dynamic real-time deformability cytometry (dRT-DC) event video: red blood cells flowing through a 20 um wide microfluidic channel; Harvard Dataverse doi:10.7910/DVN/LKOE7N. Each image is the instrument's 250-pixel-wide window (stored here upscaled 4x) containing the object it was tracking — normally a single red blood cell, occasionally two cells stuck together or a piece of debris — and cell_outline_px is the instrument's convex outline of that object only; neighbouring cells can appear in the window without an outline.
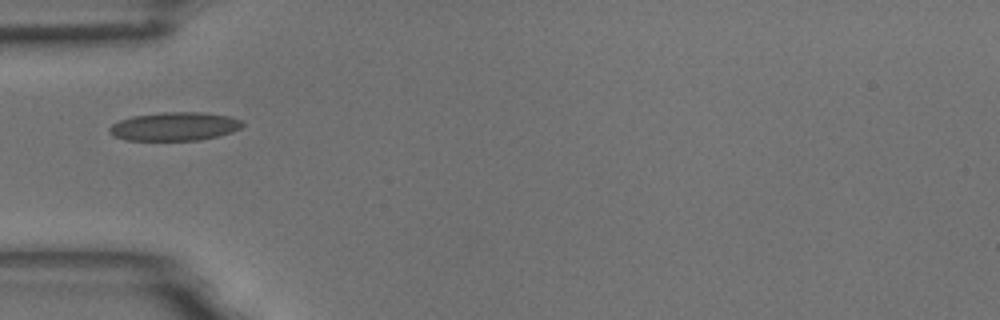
{"species": "common noctule bat (a hibernating species)", "species_latin": "Nyctalus noctula", "temperature_condition": "room temperature", "stored_images_in_passage": 11, "camera_frame_rate_fps": 3000, "um_per_image_px": 0.085, "animal": {"sex": "male", "body_mass_g": 18.8}, "frame": {"image": 1, "passage_image": 1, "time_ms": 0.0, "image_size_px": [1000, 320], "cell_outline_px": [[244, 124], [240, 128], [232, 132], [200, 140], [124, 140], [108, 132], [108, 128], [112, 124], [120, 120], [132, 116], [164, 112], [204, 112], [228, 116], [244, 120]], "centroid_in_image_um": [14.85, 10.74], "position_along_channel_um": 70.2, "area_um2": 22.14}}
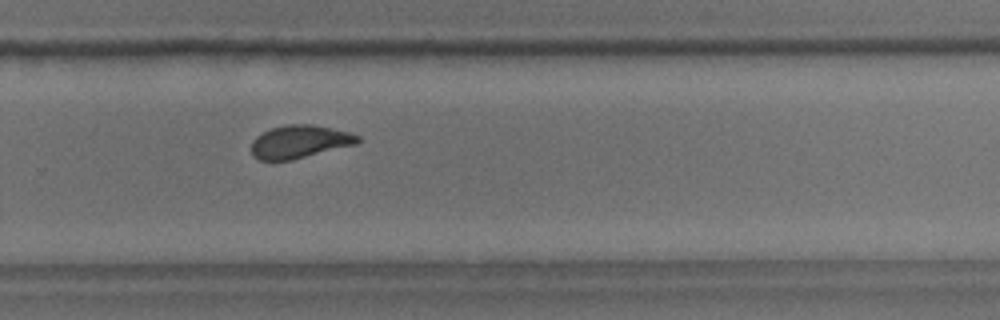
{"frame": {"image": 2, "passage_image": 7, "time_ms": 2.0, "image_size_px": [1000, 320], "cell_outline_px": [[360, 140], [356, 144], [292, 160], [260, 160], [252, 156], [252, 140], [256, 136], [272, 128], [288, 124], [312, 124], [348, 132], [360, 136]], "centroid_in_image_um": [25.45, 12.05], "position_along_channel_um": 304.3, "area_um2": 20.29}}
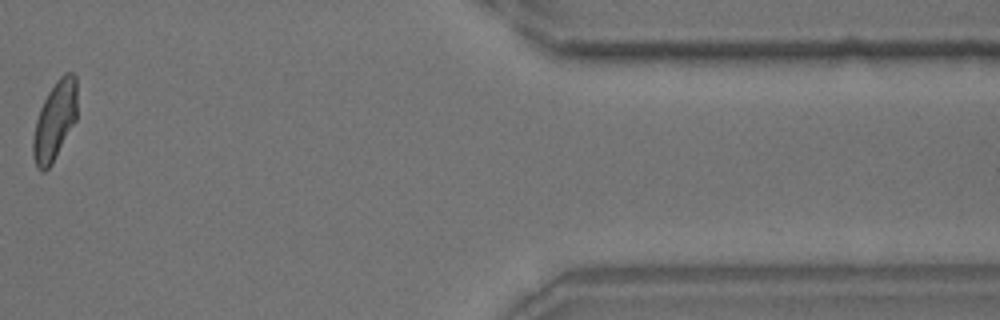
{"frame": {"image": 3, "passage_image": 10, "time_ms": 3.0, "image_size_px": [1000, 320], "cell_outline_px": [[76, 120], [52, 164], [44, 172], [40, 172], [36, 168], [32, 156], [32, 140], [36, 120], [40, 108], [48, 92], [56, 80], [64, 72], [72, 72], [76, 76]], "centroid_in_image_um": [4.63, 10.29], "position_along_channel_um": 406.8, "area_um2": 20.4}}